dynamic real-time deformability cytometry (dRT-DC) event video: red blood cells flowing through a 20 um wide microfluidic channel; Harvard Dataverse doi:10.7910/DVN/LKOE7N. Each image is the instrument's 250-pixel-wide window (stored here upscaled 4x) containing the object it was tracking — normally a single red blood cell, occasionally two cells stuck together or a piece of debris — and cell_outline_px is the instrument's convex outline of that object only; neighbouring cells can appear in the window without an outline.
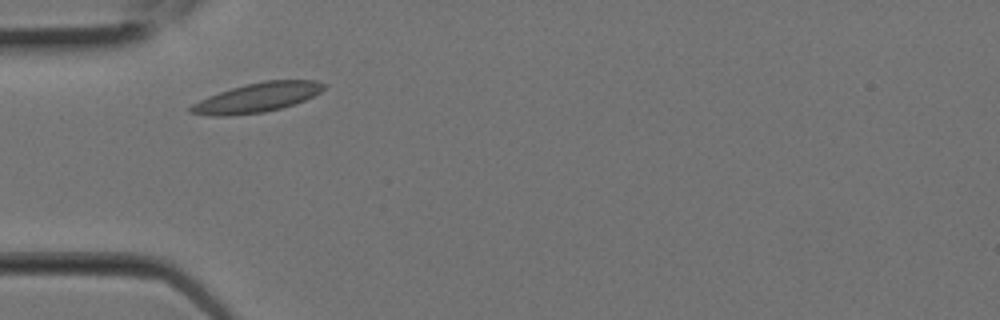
{"species": "Egyptian fruit bat (a non-hibernating species)", "species_latin": "Rousettus aegyptiacus", "temperature_condition": "room temperature", "stored_images_in_passage": 7, "camera_frame_rate_fps": 3000, "um_per_image_px": 0.085, "animal": {"sex": "female"}, "frame": {"image": 1, "passage_image": 3, "time_ms": 0.667, "image_size_px": [1000, 320], "cell_outline_px": [[328, 84], [320, 92], [304, 100], [280, 108], [264, 112], [228, 116], [212, 116], [188, 112], [188, 108], [192, 104], [208, 96], [232, 88], [264, 80], [316, 80]], "centroid_in_image_um": [21.85, 8.29], "position_along_channel_um": 63.2, "area_um2": 22.6}}
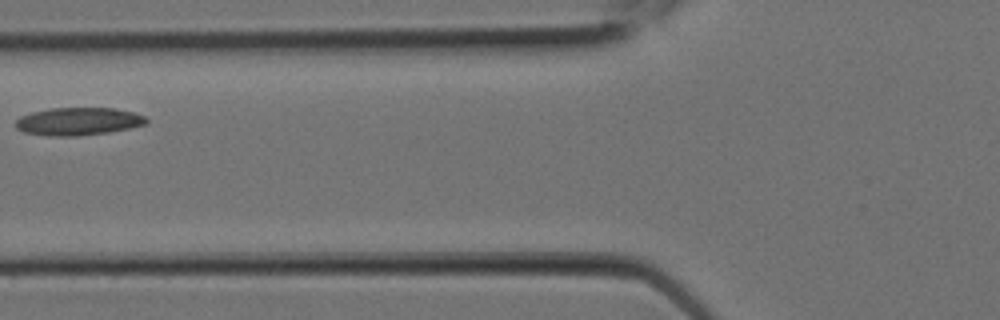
{"frame": {"image": 2, "passage_image": 5, "time_ms": 1.333, "image_size_px": [1000, 320], "cell_outline_px": [[148, 124], [108, 132], [80, 136], [52, 136], [24, 132], [16, 128], [16, 120], [20, 116], [32, 112], [52, 108], [116, 108], [132, 112], [144, 116], [148, 120]], "centroid_in_image_um": [6.66, 10.32], "position_along_channel_um": 119.1, "area_um2": 21.1}}
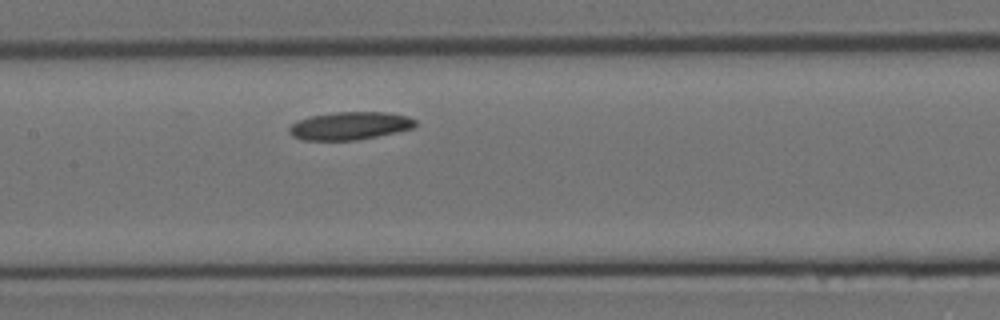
{"frame": {"image": 3, "passage_image": 7, "time_ms": 2.0, "image_size_px": [1000, 320], "cell_outline_px": [[416, 124], [412, 128], [396, 132], [356, 140], [300, 140], [292, 136], [288, 132], [288, 128], [296, 120], [312, 116], [332, 112], [388, 112], [408, 116], [416, 120]], "centroid_in_image_um": [29.7, 10.69], "position_along_channel_um": 177.7, "area_um2": 20.58}}